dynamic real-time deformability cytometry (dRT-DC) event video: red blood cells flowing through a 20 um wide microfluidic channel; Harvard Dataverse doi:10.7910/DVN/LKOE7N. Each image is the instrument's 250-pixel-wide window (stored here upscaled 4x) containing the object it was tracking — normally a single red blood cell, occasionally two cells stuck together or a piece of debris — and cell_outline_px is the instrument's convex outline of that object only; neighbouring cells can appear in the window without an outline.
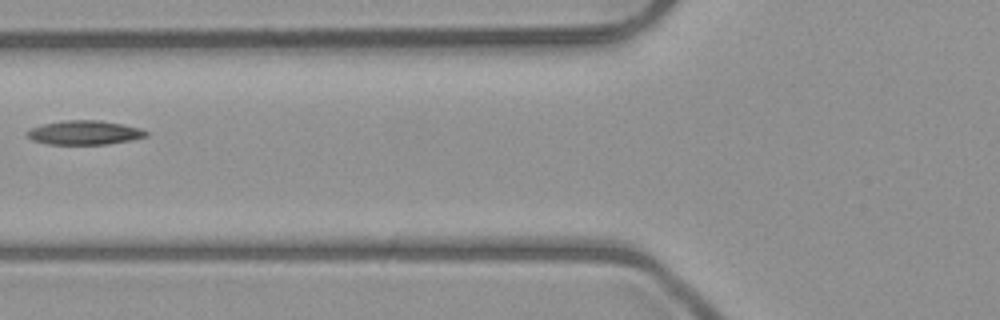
{"species": "common noctule bat (a hibernating species)", "species_latin": "Nyctalus noctula", "temperature_condition": "room temperature", "stored_images_in_passage": 4, "camera_frame_rate_fps": 3000, "um_per_image_px": 0.085, "animal": {"sex": "male", "body_mass_g": 23.1, "forearm_length_mm": 52.7}, "frame": {"image": 1, "passage_image": 4, "time_ms": 3.333, "image_size_px": [1000, 320], "cell_outline_px": [[148, 136], [108, 144], [48, 144], [32, 140], [24, 132], [28, 128], [44, 124], [64, 120], [100, 120], [124, 124], [140, 128], [148, 132]], "centroid_in_image_um": [7.15, 11.26], "position_along_channel_um": 118.7, "area_um2": 16.76}}